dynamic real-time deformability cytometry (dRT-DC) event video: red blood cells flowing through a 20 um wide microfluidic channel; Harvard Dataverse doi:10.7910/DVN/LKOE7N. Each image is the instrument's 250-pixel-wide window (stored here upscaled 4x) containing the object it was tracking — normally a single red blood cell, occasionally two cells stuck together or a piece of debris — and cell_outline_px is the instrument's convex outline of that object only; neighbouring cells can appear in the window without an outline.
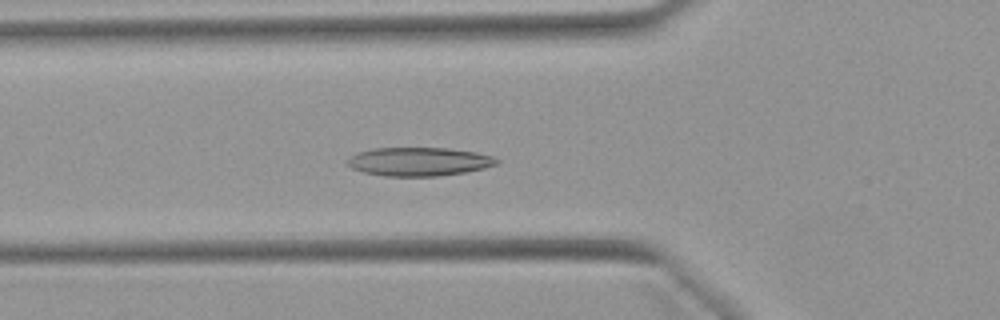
{"species": "Egyptian fruit bat (a non-hibernating species)", "species_latin": "Rousettus aegyptiacus", "temperature_condition": "warm", "stored_images_in_passage": 44, "camera_frame_rate_fps": 3000, "um_per_image_px": 0.085, "animal": {"sex": "female"}, "frame": {"image": 1, "passage_image": 10, "time_ms": 3.0, "image_size_px": [1000, 320], "cell_outline_px": [[500, 160], [496, 164], [484, 168], [464, 172], [436, 176], [384, 176], [364, 172], [352, 168], [348, 164], [348, 160], [356, 152], [372, 148], [448, 148], [476, 152], [492, 156]], "centroid_in_image_um": [35.61, 13.73], "position_along_channel_um": 90.2, "area_um2": 24.74}}
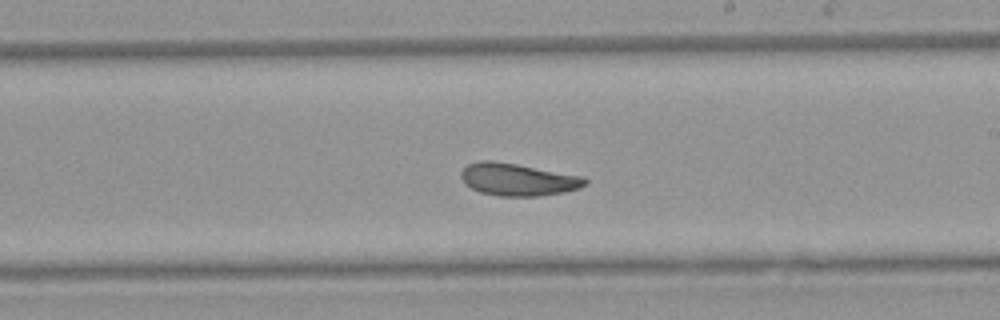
{"frame": {"image": 2, "passage_image": 22, "time_ms": 7.0, "image_size_px": [1000, 320], "cell_outline_px": [[588, 184], [580, 188], [564, 192], [540, 196], [500, 196], [480, 192], [464, 184], [460, 176], [460, 172], [468, 164], [480, 160], [492, 160], [516, 164], [584, 176], [588, 180]], "centroid_in_image_um": [44.03, 15.26], "position_along_channel_um": 245.0, "area_um2": 23.58}}
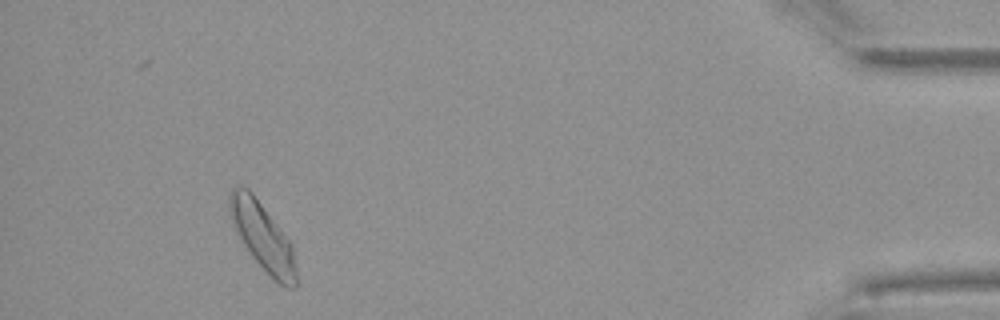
{"frame": {"image": 3, "passage_image": 40, "time_ms": 13.0, "image_size_px": [1000, 320], "cell_outline_px": [[296, 288], [284, 288], [252, 256], [236, 232], [228, 212], [228, 196], [232, 188], [236, 184], [248, 188], [252, 192], [292, 244], [296, 264]], "centroid_in_image_um": [22.3, 20.07], "position_along_channel_um": 412.9, "area_um2": 26.01}, "authors_computed_cell_mechanics": {"area_um2": 24.1604, "velocity_mm_per_s": 3.8777, "shape_relaxation_time_tau1_ms": 8.9319, "shape_relaxation_time_tau2_ms": 4.1822, "deformation_change_tau1": 0.1817, "deformation_change_tau2": 0.1148}}